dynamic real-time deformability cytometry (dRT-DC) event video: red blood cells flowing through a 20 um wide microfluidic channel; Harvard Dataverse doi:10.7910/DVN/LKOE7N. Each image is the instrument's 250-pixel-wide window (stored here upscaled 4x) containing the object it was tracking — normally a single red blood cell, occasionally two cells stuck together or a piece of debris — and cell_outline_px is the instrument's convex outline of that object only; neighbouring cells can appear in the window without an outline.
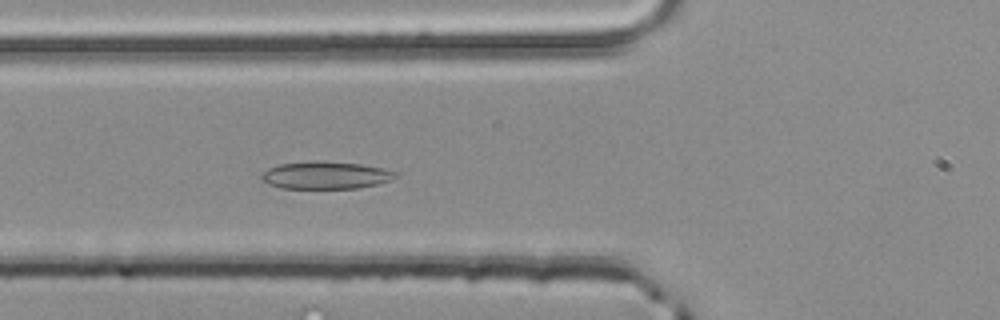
{"species": "common noctule bat (a hibernating species)", "species_latin": "Nyctalus noctula", "temperature_condition": "room temperature", "stored_images_in_passage": 37, "camera_frame_rate_fps": 3000, "um_per_image_px": 0.085, "animal": {"sex": "male", "body_mass_g": 20.4}, "frame": {"image": 1, "passage_image": 5, "time_ms": 1.333, "image_size_px": [1000, 320], "cell_outline_px": [[396, 176], [392, 180], [376, 184], [356, 188], [280, 188], [268, 184], [260, 180], [260, 176], [268, 168], [280, 164], [316, 160], [360, 164], [384, 168], [396, 172]], "centroid_in_image_um": [27.65, 14.89], "position_along_channel_um": 98.2, "area_um2": 21.44}}
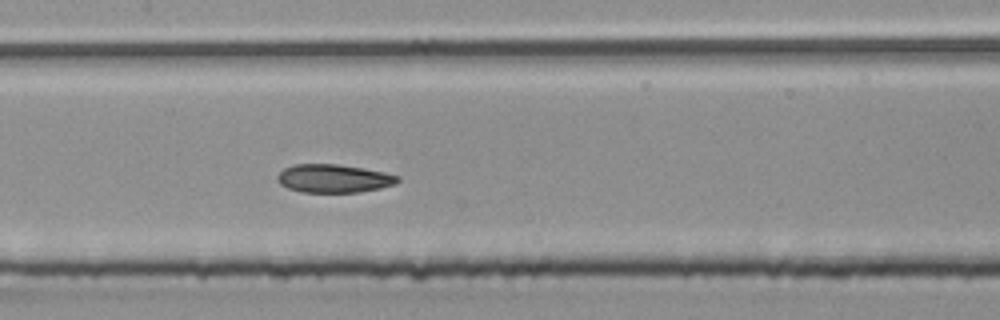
{"frame": {"image": 2, "passage_image": 11, "time_ms": 3.333, "image_size_px": [1000, 320], "cell_outline_px": [[400, 180], [396, 184], [380, 188], [360, 192], [300, 192], [288, 188], [280, 184], [276, 176], [284, 168], [292, 164], [336, 164], [364, 168], [384, 172], [400, 176]], "centroid_in_image_um": [28.37, 15.17], "position_along_channel_um": 179.0, "area_um2": 19.94}}
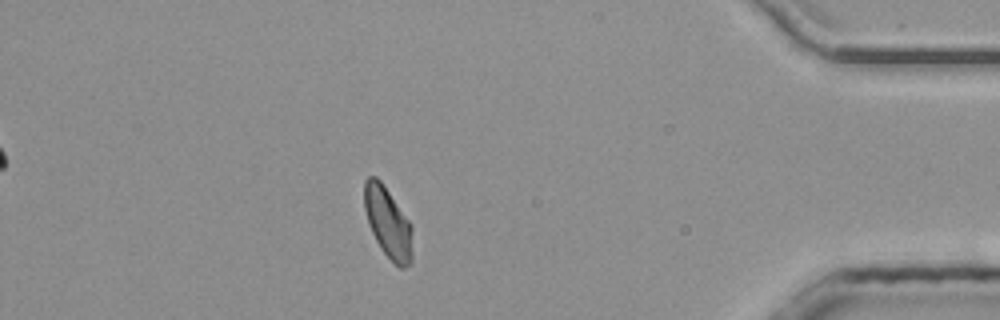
{"frame": {"image": 3, "passage_image": 31, "time_ms": 10.0, "image_size_px": [1000, 320], "cell_outline_px": [[412, 260], [404, 268], [400, 268], [380, 248], [368, 224], [364, 208], [364, 180], [368, 176], [376, 176], [380, 180], [408, 220], [412, 228]], "centroid_in_image_um": [32.96, 18.91], "position_along_channel_um": 402.2, "area_um2": 19.59}, "authors_computed_cell_mechanics": {"area_um2": 19.8832, "velocity_mm_per_s": 4.0203, "shape_relaxation_time_tau1_ms": 3.8235, "shape_relaxation_time_tau2_ms": 1.4878, "deformation_change_tau1": 0.1016, "deformation_change_tau2": 0.0506}}